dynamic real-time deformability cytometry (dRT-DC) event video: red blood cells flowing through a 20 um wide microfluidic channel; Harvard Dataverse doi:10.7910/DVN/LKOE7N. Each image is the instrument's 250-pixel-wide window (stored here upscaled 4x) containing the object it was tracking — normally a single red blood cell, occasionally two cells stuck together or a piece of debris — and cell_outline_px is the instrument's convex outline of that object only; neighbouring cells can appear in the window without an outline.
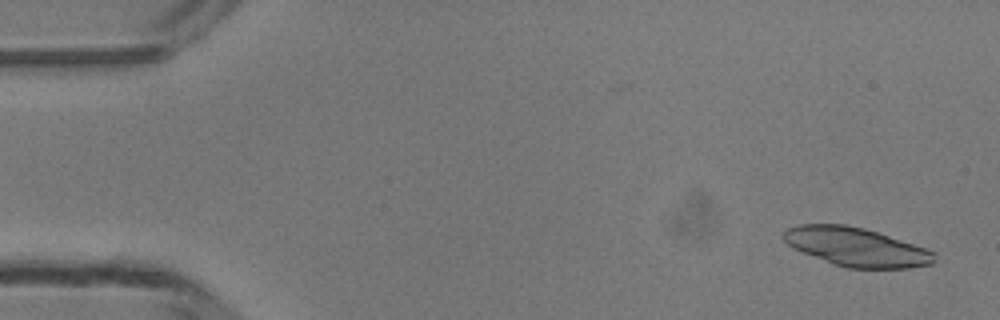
{"species": "common noctule bat (a hibernating species)", "species_latin": "Nyctalus noctula", "temperature_condition": "room temperature", "stored_images_in_passage": 5, "camera_frame_rate_fps": 3000, "um_per_image_px": 0.085, "animal": {"sex": "male", "body_mass_g": 13.3}, "frame": {"image": 1, "passage_image": 1, "time_ms": 0.0, "image_size_px": [1000, 320], "cell_outline_px": [[936, 260], [932, 264], [908, 268], [848, 268], [832, 264], [792, 248], [784, 240], [784, 232], [788, 228], [800, 224], [844, 224], [864, 228], [936, 252]], "centroid_in_image_um": [72.77, 21.0], "position_along_channel_um": 12.2, "area_um2": 33.76}}
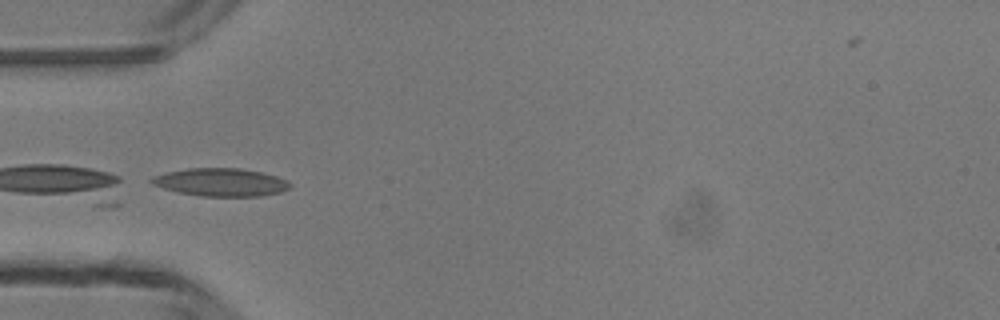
{"frame": {"image": 2, "passage_image": 4, "time_ms": 4.333, "image_size_px": [1000, 320], "cell_outline_px": [[292, 184], [288, 188], [280, 192], [260, 196], [200, 196], [176, 192], [152, 184], [148, 180], [152, 176], [168, 172], [188, 168], [240, 168], [260, 172], [276, 176], [288, 180]], "centroid_in_image_um": [18.75, 15.49], "position_along_channel_um": 66.3, "area_um2": 22.54}}
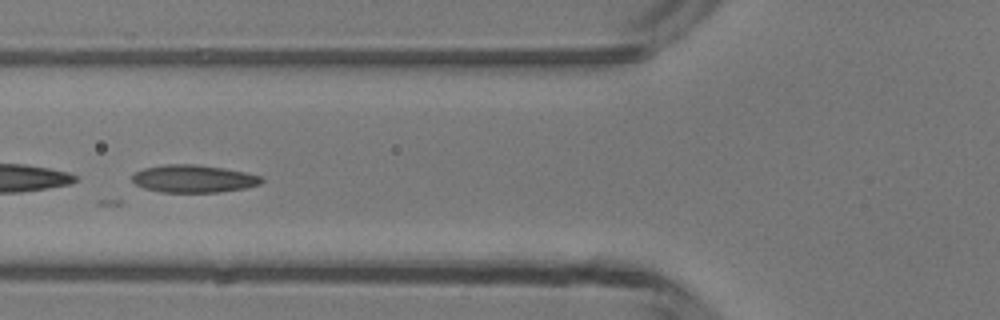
{"frame": {"image": 3, "passage_image": 5, "time_ms": 5.333, "image_size_px": [1000, 320], "cell_outline_px": [[264, 180], [260, 184], [244, 188], [220, 192], [160, 192], [144, 188], [136, 184], [132, 180], [132, 176], [136, 172], [144, 168], [164, 164], [196, 164], [224, 168], [244, 172], [260, 176]], "centroid_in_image_um": [16.44, 15.19], "position_along_channel_um": 109.4, "area_um2": 20.75}}